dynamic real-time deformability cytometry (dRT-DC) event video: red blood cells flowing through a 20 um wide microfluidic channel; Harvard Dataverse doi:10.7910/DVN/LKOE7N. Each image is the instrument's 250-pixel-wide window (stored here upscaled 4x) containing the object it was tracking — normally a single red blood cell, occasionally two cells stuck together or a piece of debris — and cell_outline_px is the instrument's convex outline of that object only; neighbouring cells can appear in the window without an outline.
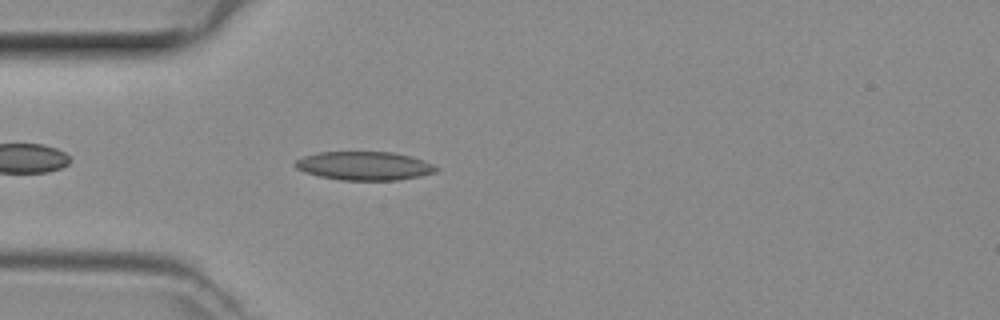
{"species": "common noctule bat (a hibernating species)", "species_latin": "Nyctalus noctula", "temperature_condition": "room temperature", "stored_images_in_passage": 6, "camera_frame_rate_fps": 3000, "um_per_image_px": 0.085, "animal": {"sex": "female", "body_mass_g": 29.2, "forearm_length_mm": 56.3}, "frame": {"image": 1, "passage_image": 4, "time_ms": 1.0, "image_size_px": [1000, 320], "cell_outline_px": [[440, 168], [436, 172], [420, 176], [400, 180], [340, 180], [320, 176], [304, 172], [296, 168], [292, 164], [296, 160], [304, 156], [316, 152], [392, 152], [424, 160]], "centroid_in_image_um": [30.95, 14.1], "position_along_channel_um": 54.0, "area_um2": 23.58}}